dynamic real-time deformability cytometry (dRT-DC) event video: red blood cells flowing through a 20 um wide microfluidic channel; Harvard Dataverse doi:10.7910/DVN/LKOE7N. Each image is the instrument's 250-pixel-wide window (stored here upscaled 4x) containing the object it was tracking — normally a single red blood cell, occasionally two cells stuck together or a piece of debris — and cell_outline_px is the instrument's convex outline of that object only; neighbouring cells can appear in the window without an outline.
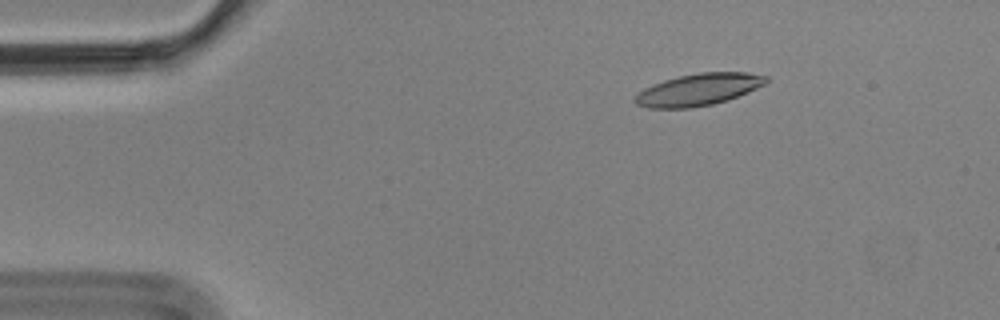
{"species": "Egyptian fruit bat (a non-hibernating species)", "species_latin": "Rousettus aegyptiacus", "temperature_condition": "cold", "stored_images_in_passage": 5, "camera_frame_rate_fps": 3000, "um_per_image_px": 0.085, "animal": {"sex": "male"}, "frame": {"image": 1, "passage_image": 3, "time_ms": 0.667, "image_size_px": [1000, 320], "cell_outline_px": [[768, 80], [764, 84], [748, 92], [728, 100], [712, 104], [688, 108], [648, 108], [636, 104], [632, 100], [644, 88], [652, 84], [664, 80], [680, 76], [700, 72], [748, 72], [768, 76]], "centroid_in_image_um": [59.37, 7.61], "position_along_channel_um": 25.6, "area_um2": 24.33}}